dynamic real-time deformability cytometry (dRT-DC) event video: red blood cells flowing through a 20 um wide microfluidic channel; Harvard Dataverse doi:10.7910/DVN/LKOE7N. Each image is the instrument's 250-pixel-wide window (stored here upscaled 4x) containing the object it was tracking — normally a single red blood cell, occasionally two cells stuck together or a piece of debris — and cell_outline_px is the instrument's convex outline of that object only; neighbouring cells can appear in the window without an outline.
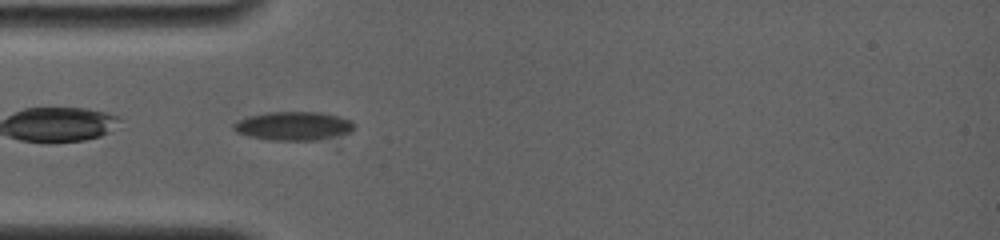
{"species": "common noctule bat (a hibernating species)", "species_latin": "Nyctalus noctula", "temperature_condition": "room temperature", "stored_images_in_passage": 20, "camera_frame_rate_fps": 4000, "um_per_image_px": 0.085, "animal": {"sex": "female", "body_mass_g": 19.0, "forearm_length_mm": 56.7}, "frame": {"image": 1, "passage_image": 2, "time_ms": 0.5, "image_size_px": [1000, 240], "cell_outline_px": [[356, 124], [348, 132], [336, 136], [316, 140], [268, 140], [248, 136], [236, 132], [232, 128], [232, 124], [248, 116], [268, 112], [320, 112], [352, 120]], "centroid_in_image_um": [24.91, 10.71], "position_along_channel_um": 60.1, "area_um2": 20.06}}
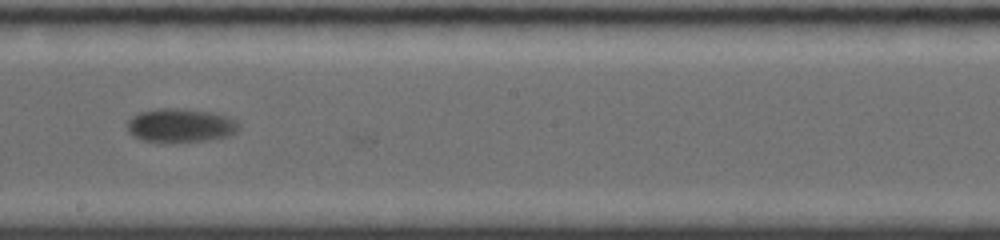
{"frame": {"image": 2, "passage_image": 19, "time_ms": 5.25, "image_size_px": [1000, 240], "cell_outline_px": [[240, 128], [236, 132], [228, 136], [208, 140], [140, 140], [132, 136], [128, 132], [128, 120], [132, 116], [140, 112], [156, 108], [176, 108], [216, 112], [228, 116], [236, 120], [240, 124]], "centroid_in_image_um": [15.38, 10.62], "position_along_channel_um": 232.8, "area_um2": 21.73}}